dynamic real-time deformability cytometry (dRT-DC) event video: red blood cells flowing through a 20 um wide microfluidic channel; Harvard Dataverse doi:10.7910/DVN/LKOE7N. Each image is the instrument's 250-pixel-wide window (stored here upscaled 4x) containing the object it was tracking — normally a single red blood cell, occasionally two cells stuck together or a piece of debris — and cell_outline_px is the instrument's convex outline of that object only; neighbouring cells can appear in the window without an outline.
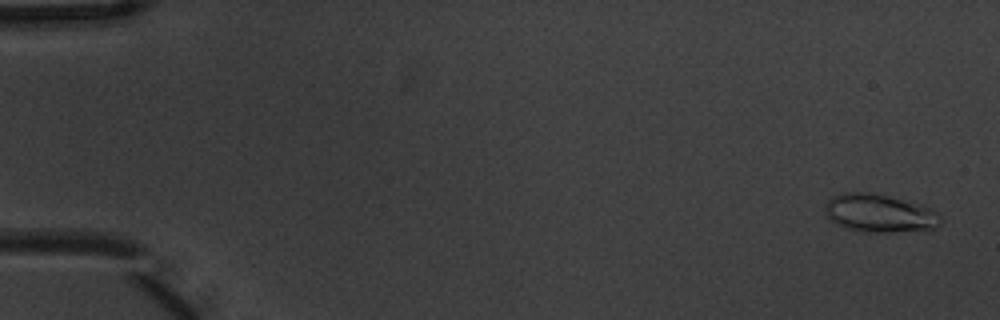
{"species": "common noctule bat (a hibernating species)", "species_latin": "Nyctalus noctula", "temperature_condition": "warm", "stored_images_in_passage": 5, "camera_frame_rate_fps": 3000, "um_per_image_px": 0.085, "animal": {"sex": "male", "body_mass_g": 20.1, "forearm_length_mm": 53.5}, "frame": {"image": 1, "passage_image": 1, "time_ms": 0.0, "image_size_px": [1000, 320], "cell_outline_px": [[940, 224], [936, 228], [892, 232], [860, 232], [844, 228], [836, 224], [824, 212], [824, 208], [828, 200], [832, 196], [844, 192], [868, 192], [888, 196], [924, 204], [936, 212], [940, 216]], "centroid_in_image_um": [74.74, 18.12], "position_along_channel_um": 10.3, "area_um2": 25.84}}
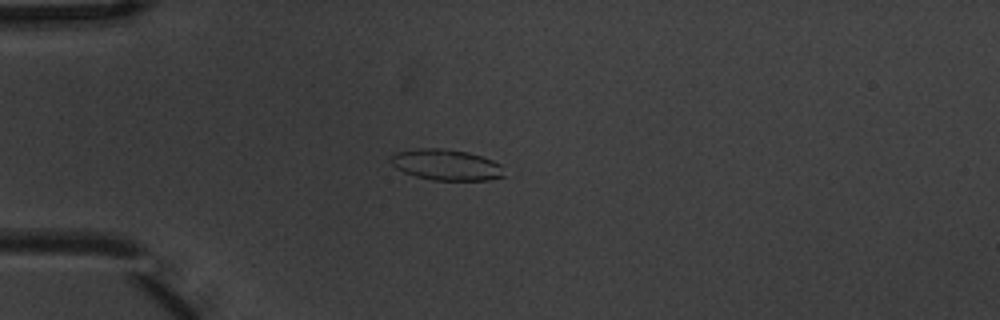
{"frame": {"image": 2, "passage_image": 5, "time_ms": 1.333, "image_size_px": [1000, 320], "cell_outline_px": [[504, 176], [488, 180], [432, 180], [416, 176], [404, 172], [396, 168], [388, 160], [388, 156], [396, 152], [416, 148], [440, 148], [468, 152], [492, 160], [500, 164]], "centroid_in_image_um": [37.87, 14.0], "position_along_channel_um": 47.1, "area_um2": 20.46}}